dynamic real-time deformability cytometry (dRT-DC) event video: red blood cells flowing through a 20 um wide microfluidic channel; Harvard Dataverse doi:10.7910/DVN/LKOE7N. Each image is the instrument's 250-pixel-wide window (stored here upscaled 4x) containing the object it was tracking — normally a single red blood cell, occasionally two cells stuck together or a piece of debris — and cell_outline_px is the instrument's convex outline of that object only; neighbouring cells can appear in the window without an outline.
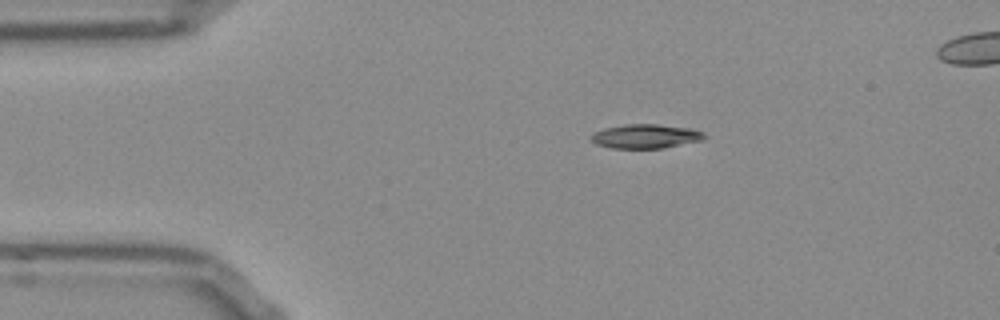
{"species": "Egyptian fruit bat (a non-hibernating species)", "species_latin": "Rousettus aegyptiacus", "temperature_condition": "room temperature", "stored_images_in_passage": 43, "camera_frame_rate_fps": 3000, "um_per_image_px": 0.085, "frame": {"image": 1, "passage_image": 1, "time_ms": 0.0, "image_size_px": [1000, 320], "cell_outline_px": [[708, 136], [704, 140], [664, 148], [612, 148], [596, 144], [588, 136], [592, 132], [604, 128], [624, 124], [660, 124], [692, 128], [704, 132]], "centroid_in_image_um": [54.9, 11.57], "position_along_channel_um": 30.1, "area_um2": 16.3}}
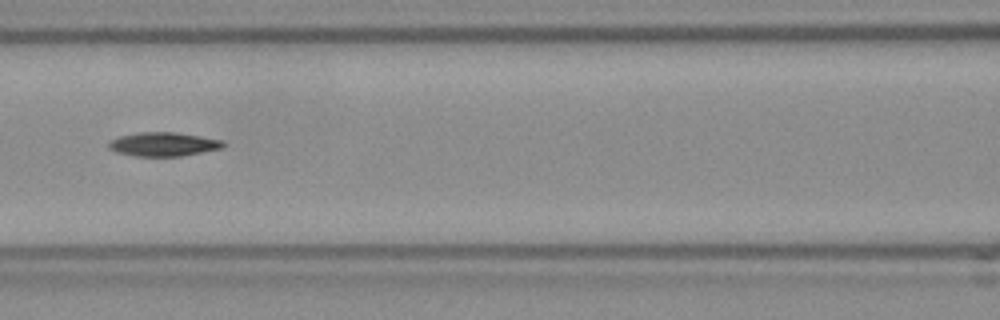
{"frame": {"image": 2, "passage_image": 14, "time_ms": 4.333, "image_size_px": [1000, 320], "cell_outline_px": [[224, 148], [180, 156], [136, 156], [116, 152], [108, 148], [108, 144], [112, 140], [120, 136], [136, 132], [176, 132], [200, 136], [220, 140], [224, 144]], "centroid_in_image_um": [13.87, 12.26], "position_along_channel_um": 152.7, "area_um2": 15.84}}
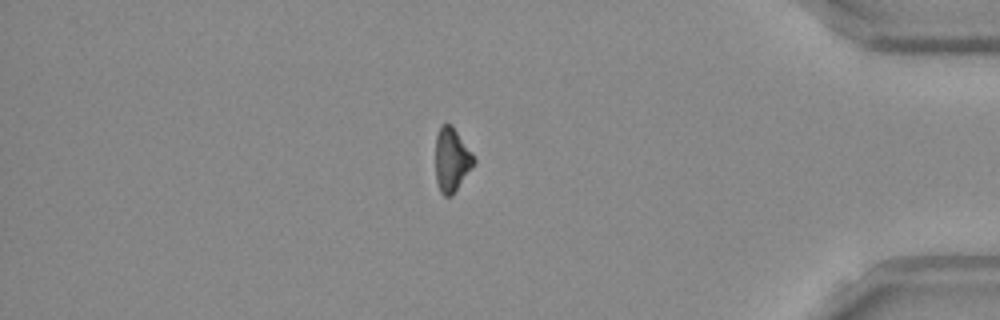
{"frame": {"image": 3, "passage_image": 36, "time_ms": 11.667, "image_size_px": [1000, 320], "cell_outline_px": [[476, 160], [452, 196], [444, 196], [440, 192], [436, 180], [436, 136], [440, 124], [452, 124]], "centroid_in_image_um": [38.36, 13.57], "position_along_channel_um": 396.8, "area_um2": 14.05}, "authors_computed_cell_mechanics": {"area_um2": 15.606, "velocity_mm_per_s": 3.8412, "shape_relaxation_time_tau1_ms": 3.5563, "shape_relaxation_time_tau2_ms": null, "deformation_change_tau1": 0.1439, "deformation_change_tau2": null}}